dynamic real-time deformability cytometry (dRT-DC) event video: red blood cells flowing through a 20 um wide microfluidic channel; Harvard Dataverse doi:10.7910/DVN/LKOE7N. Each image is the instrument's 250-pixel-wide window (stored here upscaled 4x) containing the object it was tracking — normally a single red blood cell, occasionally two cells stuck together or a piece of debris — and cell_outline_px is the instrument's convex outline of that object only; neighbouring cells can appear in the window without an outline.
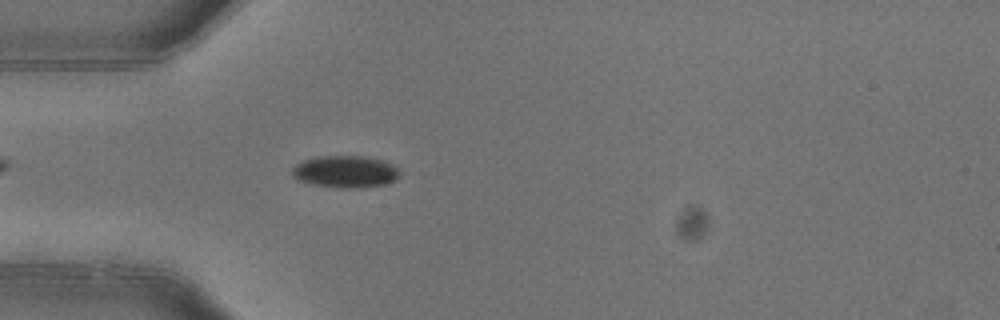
{"species": "common noctule bat (a hibernating species)", "species_latin": "Nyctalus noctula", "temperature_condition": "warm", "stored_images_in_passage": 3, "camera_frame_rate_fps": 3000, "um_per_image_px": 0.085, "animal": {"sex": "female"}, "frame": {"image": 1, "passage_image": 3, "time_ms": 0.667, "image_size_px": [1000, 320], "cell_outline_px": [[400, 176], [396, 180], [384, 184], [356, 188], [340, 188], [312, 184], [296, 180], [292, 176], [292, 168], [296, 164], [304, 160], [316, 156], [364, 156], [380, 160], [392, 164], [400, 168]], "centroid_in_image_um": [29.35, 14.59], "position_along_channel_um": 55.6, "area_um2": 20.23}}